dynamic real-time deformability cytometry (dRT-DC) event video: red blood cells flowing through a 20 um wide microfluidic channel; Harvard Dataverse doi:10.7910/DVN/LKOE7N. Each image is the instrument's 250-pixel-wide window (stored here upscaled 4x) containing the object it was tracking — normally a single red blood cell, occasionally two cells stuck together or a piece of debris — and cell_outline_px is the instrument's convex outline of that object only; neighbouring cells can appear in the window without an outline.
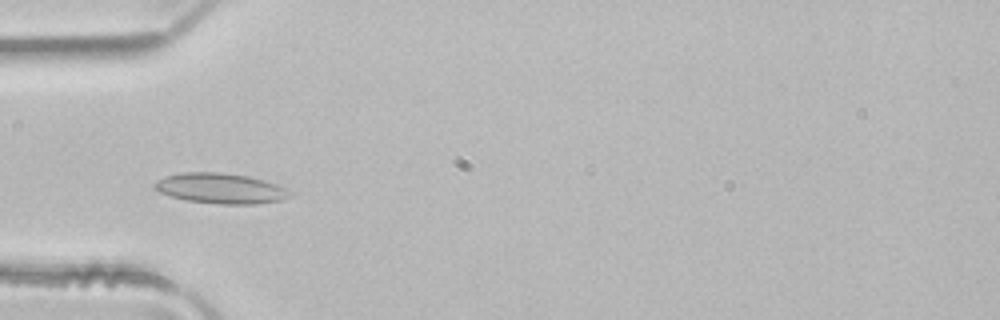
{"species": "common noctule bat (a hibernating species)", "species_latin": "Nyctalus noctula", "temperature_condition": "room temperature", "stored_images_in_passage": 4, "camera_frame_rate_fps": 3000, "um_per_image_px": 0.085, "animal": {"sex": "male", "body_mass_g": 21.5, "forearm_length_mm": 52.0}, "frame": {"image": 1, "passage_image": 4, "time_ms": 1.0, "image_size_px": [1000, 320], "cell_outline_px": [[292, 196], [280, 200], [256, 204], [220, 204], [188, 200], [172, 196], [160, 192], [152, 188], [152, 184], [156, 180], [164, 176], [180, 172], [220, 172], [248, 176], [264, 180], [276, 184], [292, 192]], "centroid_in_image_um": [18.72, 16.0], "position_along_channel_um": 66.3, "area_um2": 23.99}}